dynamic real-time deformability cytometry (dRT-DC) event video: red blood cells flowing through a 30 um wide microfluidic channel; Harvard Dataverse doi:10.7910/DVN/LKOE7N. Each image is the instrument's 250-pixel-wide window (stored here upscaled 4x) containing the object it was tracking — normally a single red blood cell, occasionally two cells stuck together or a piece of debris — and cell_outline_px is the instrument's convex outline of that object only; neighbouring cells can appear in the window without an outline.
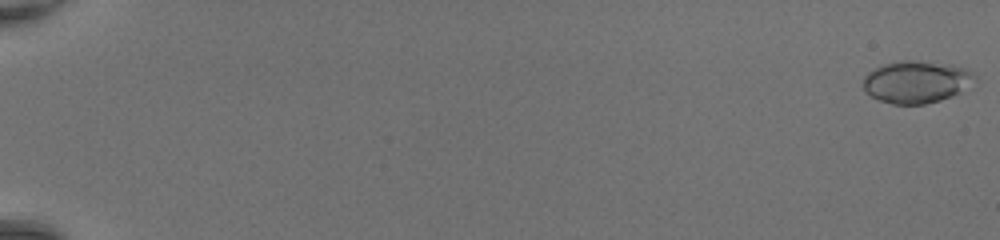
{"species": "common noctule bat (a hibernating species)", "species_latin": "Nyctalus noctula", "temperature_condition": "room temperature", "stored_images_in_passage": 50, "camera_frame_rate_fps": 3000, "um_per_image_px": 0.085, "animal": {"sex": "female", "body_mass_g": 20.0, "forearm_length_mm": 54.0}, "frame": {"image": 1, "passage_image": 1, "time_ms": 0.0, "image_size_px": [1000, 240], "cell_outline_px": [[976, 76], [960, 92], [952, 96], [940, 100], [924, 104], [892, 104], [880, 100], [872, 96], [864, 88], [864, 76], [868, 72], [880, 64], [900, 60], [916, 60], [952, 64], [964, 68], [972, 72]], "centroid_in_image_um": [77.86, 6.93], "position_along_channel_um": 7.1, "area_um2": 27.34}}
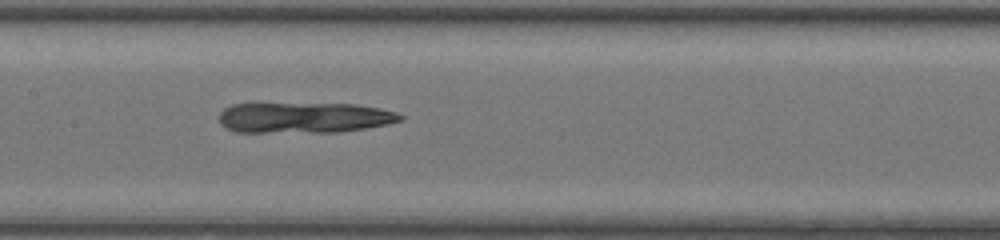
{"frame": {"image": 2, "passage_image": 28, "time_ms": 9.0, "image_size_px": [1000, 240], "cell_outline_px": [[404, 120], [388, 124], [340, 132], [236, 132], [220, 124], [220, 112], [224, 108], [232, 104], [352, 104], [380, 108], [396, 112], [404, 116]], "centroid_in_image_um": [25.88, 10.0], "position_along_channel_um": 181.5, "area_um2": 32.25}}
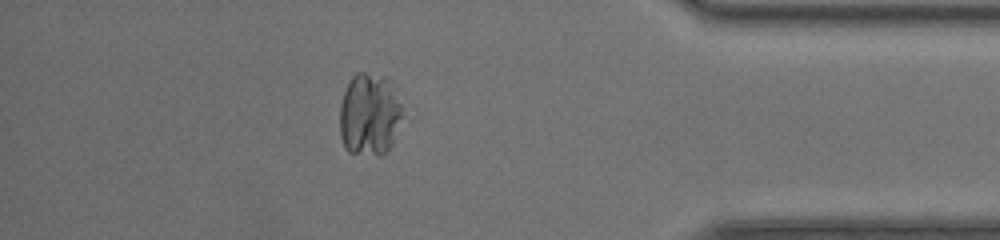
{"frame": {"image": 3, "passage_image": 45, "time_ms": 14.667, "image_size_px": [1000, 240], "cell_outline_px": [[404, 116], [392, 144], [388, 152], [380, 156], [348, 152], [344, 148], [340, 136], [340, 104], [344, 92], [352, 76], [356, 72], [364, 72], [388, 76], [396, 84]], "centroid_in_image_um": [31.45, 9.71], "position_along_channel_um": 403.7, "area_um2": 31.27}}